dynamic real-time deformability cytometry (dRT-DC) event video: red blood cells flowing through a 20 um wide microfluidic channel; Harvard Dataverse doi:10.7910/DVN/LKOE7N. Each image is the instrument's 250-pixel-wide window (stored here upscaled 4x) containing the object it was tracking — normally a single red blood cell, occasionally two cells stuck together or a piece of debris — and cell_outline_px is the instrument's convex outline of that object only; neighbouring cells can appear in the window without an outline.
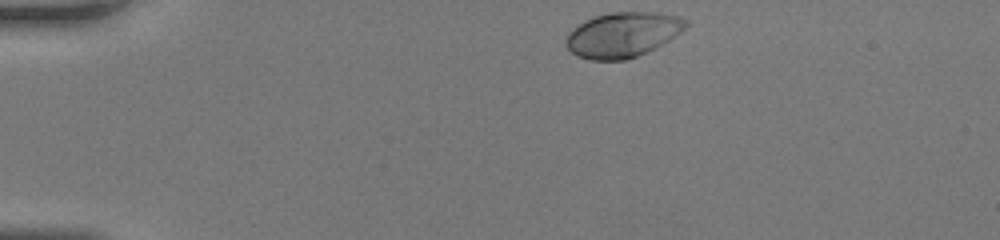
{"species": "human", "species_latin": "Homo sapiens", "temperature_condition": "room temperature", "stored_images_in_passage": 37, "camera_frame_rate_fps": 3000, "um_per_image_px": 0.085, "donor": {"sex": "female"}, "frame": {"image": 1, "passage_image": 1, "time_ms": 0.0, "image_size_px": [1000, 240], "cell_outline_px": [[688, 24], [680, 32], [668, 40], [636, 56], [624, 60], [592, 60], [576, 56], [564, 44], [568, 32], [572, 28], [584, 20], [596, 16], [612, 12], [660, 12], [676, 16], [688, 20]], "centroid_in_image_um": [52.88, 2.94], "position_along_channel_um": 32.1, "area_um2": 31.21}}
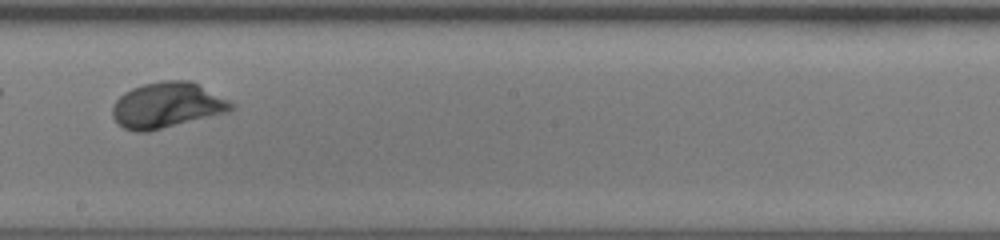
{"frame": {"image": 2, "passage_image": 19, "time_ms": 6.0, "image_size_px": [1000, 240], "cell_outline_px": [[236, 104], [228, 112], [148, 132], [136, 132], [124, 128], [116, 124], [112, 116], [112, 108], [116, 100], [124, 92], [132, 88], [144, 84], [164, 80], [192, 80]], "centroid_in_image_um": [14.18, 8.95], "position_along_channel_um": 234.0, "area_um2": 31.73}}
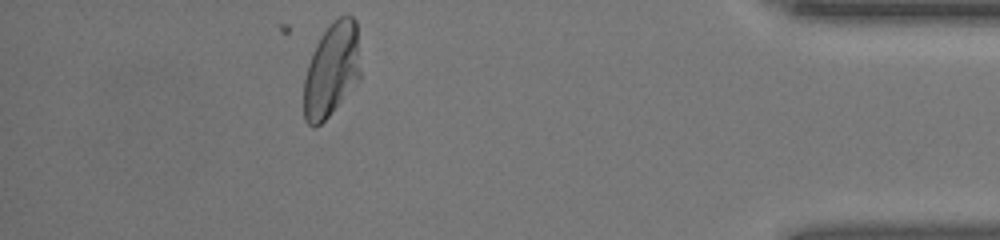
{"frame": {"image": 3, "passage_image": 33, "time_ms": 10.667, "image_size_px": [1000, 240], "cell_outline_px": [[360, 80], [328, 116], [320, 124], [312, 128], [304, 120], [304, 80], [308, 64], [312, 52], [316, 44], [332, 20], [340, 16], [352, 16], [356, 20], [360, 68]], "centroid_in_image_um": [28.18, 5.95], "position_along_channel_um": 407.0, "area_um2": 30.98}}